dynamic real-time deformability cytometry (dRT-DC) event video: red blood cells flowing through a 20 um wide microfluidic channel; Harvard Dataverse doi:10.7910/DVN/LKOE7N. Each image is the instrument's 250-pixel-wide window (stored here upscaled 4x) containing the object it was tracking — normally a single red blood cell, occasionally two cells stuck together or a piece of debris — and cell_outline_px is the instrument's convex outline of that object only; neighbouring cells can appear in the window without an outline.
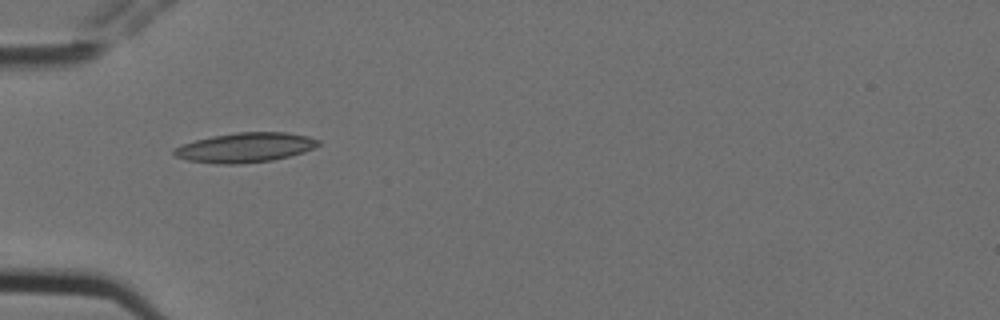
{"species": "Egyptian fruit bat (a non-hibernating species)", "species_latin": "Rousettus aegyptiacus", "temperature_condition": "cold", "stored_images_in_passage": 9, "camera_frame_rate_fps": 3000, "um_per_image_px": 0.085, "animal": {"sex": "female"}, "frame": {"image": 1, "passage_image": 5, "time_ms": 1.333, "image_size_px": [1000, 320], "cell_outline_px": [[320, 144], [304, 152], [272, 160], [240, 164], [212, 164], [188, 160], [176, 156], [172, 152], [172, 148], [180, 144], [212, 136], [236, 132], [284, 132], [308, 136], [320, 140]], "centroid_in_image_um": [20.8, 12.54], "position_along_channel_um": 64.2, "area_um2": 25.03}}
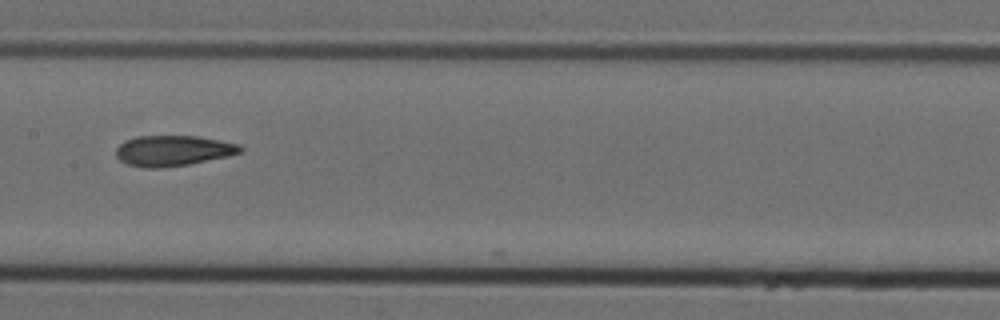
{"frame": {"image": 2, "passage_image": 8, "time_ms": 2.333, "image_size_px": [1000, 320], "cell_outline_px": [[244, 152], [228, 156], [188, 164], [160, 168], [144, 168], [128, 164], [120, 160], [116, 156], [116, 148], [124, 140], [136, 136], [196, 136], [240, 144], [244, 148]], "centroid_in_image_um": [14.71, 12.8], "position_along_channel_um": 192.7, "area_um2": 22.2}}
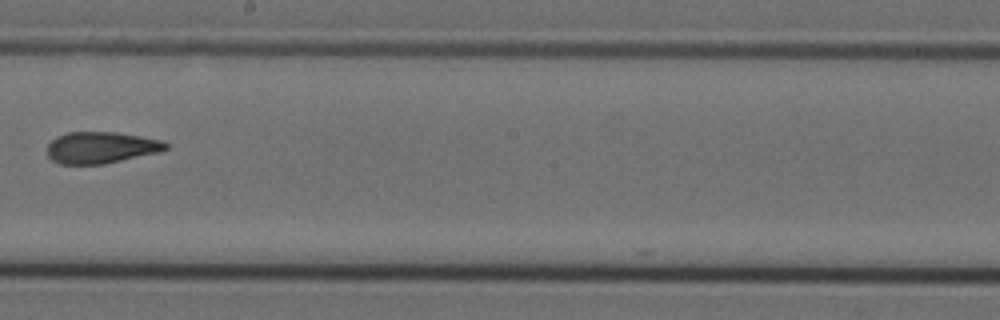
{"frame": {"image": 3, "passage_image": 9, "time_ms": 2.667, "image_size_px": [1000, 320], "cell_outline_px": [[168, 148], [160, 152], [104, 164], [60, 164], [52, 160], [48, 156], [48, 144], [56, 136], [68, 132], [116, 132], [140, 136], [160, 140], [168, 144]], "centroid_in_image_um": [8.58, 12.54], "position_along_channel_um": 239.6, "area_um2": 21.79}}